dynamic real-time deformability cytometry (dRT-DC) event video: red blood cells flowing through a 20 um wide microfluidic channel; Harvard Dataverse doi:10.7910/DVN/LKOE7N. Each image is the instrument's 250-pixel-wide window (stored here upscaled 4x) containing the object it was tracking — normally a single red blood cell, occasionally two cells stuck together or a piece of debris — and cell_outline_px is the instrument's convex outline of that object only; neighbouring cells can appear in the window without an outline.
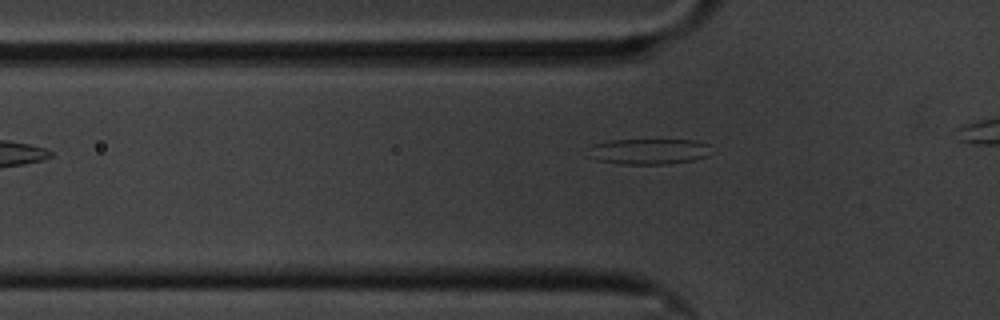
{"species": "common noctule bat (a hibernating species)", "species_latin": "Nyctalus noctula", "temperature_condition": "cold", "stored_images_in_passage": 22, "camera_frame_rate_fps": 3000, "um_per_image_px": 0.085, "animal": {"sex": "male", "body_mass_g": 20.1, "forearm_length_mm": 53.5}, "frame": {"image": 1, "passage_image": 4, "time_ms": 1.0, "image_size_px": [1000, 320], "cell_outline_px": [[708, 156], [692, 160], [668, 164], [620, 164], [596, 160], [584, 156], [588, 148], [592, 144], [612, 140], [696, 140], [708, 144]], "centroid_in_image_um": [55.03, 12.88], "position_along_channel_um": 70.8, "area_um2": 18.61}}
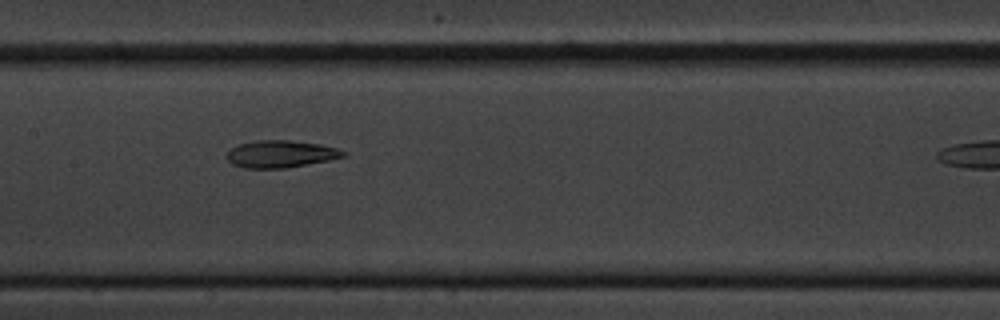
{"frame": {"image": 2, "passage_image": 14, "time_ms": 4.333, "image_size_px": [1000, 320], "cell_outline_px": [[348, 156], [328, 160], [284, 168], [244, 168], [232, 164], [228, 160], [228, 152], [232, 148], [240, 144], [256, 140], [292, 140], [320, 144], [336, 148], [348, 152]], "centroid_in_image_um": [23.9, 13.08], "position_along_channel_um": 183.5, "area_um2": 18.38}}
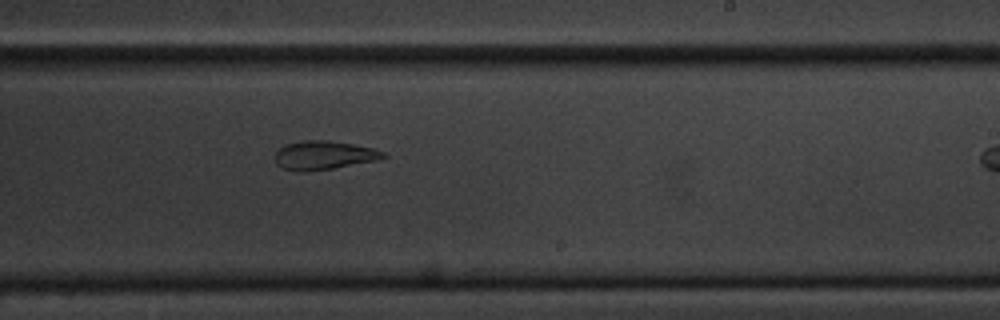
{"frame": {"image": 3, "passage_image": 21, "time_ms": 6.667, "image_size_px": [1000, 320], "cell_outline_px": [[388, 156], [376, 160], [332, 168], [304, 172], [296, 172], [284, 168], [276, 164], [276, 152], [284, 144], [304, 140], [328, 140], [376, 148], [384, 152]], "centroid_in_image_um": [27.52, 13.19], "position_along_channel_um": 261.5, "area_um2": 18.09}}